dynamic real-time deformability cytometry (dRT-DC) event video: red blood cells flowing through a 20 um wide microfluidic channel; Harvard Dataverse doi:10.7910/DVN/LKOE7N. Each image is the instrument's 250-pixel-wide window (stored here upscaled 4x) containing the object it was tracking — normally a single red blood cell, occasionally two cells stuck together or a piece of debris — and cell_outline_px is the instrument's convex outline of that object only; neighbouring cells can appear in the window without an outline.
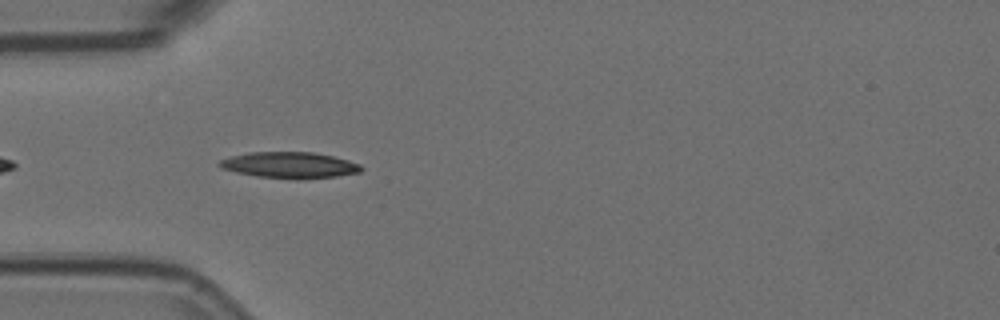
{"species": "Egyptian fruit bat (a non-hibernating species)", "species_latin": "Rousettus aegyptiacus", "temperature_condition": "room temperature", "stored_images_in_passage": 23, "camera_frame_rate_fps": 3000, "um_per_image_px": 0.085, "animal": {"sex": "female"}, "frame": {"image": 1, "passage_image": 3, "time_ms": 0.667, "image_size_px": [1000, 320], "cell_outline_px": [[364, 168], [360, 172], [336, 176], [300, 180], [256, 176], [236, 172], [220, 168], [216, 164], [220, 160], [232, 156], [248, 152], [312, 152], [332, 156], [348, 160], [360, 164]], "centroid_in_image_um": [24.61, 14.04], "position_along_channel_um": 60.4, "area_um2": 21.73}}
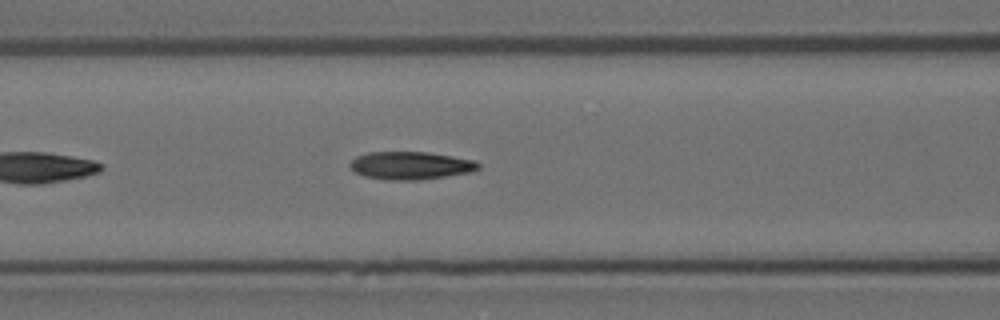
{"frame": {"image": 2, "passage_image": 9, "time_ms": 2.667, "image_size_px": [1000, 320], "cell_outline_px": [[480, 168], [472, 172], [416, 180], [388, 180], [364, 176], [352, 172], [348, 168], [348, 164], [356, 156], [368, 152], [428, 152], [472, 160], [480, 164]], "centroid_in_image_um": [34.82, 14.07], "position_along_channel_um": 131.8, "area_um2": 20.87}}
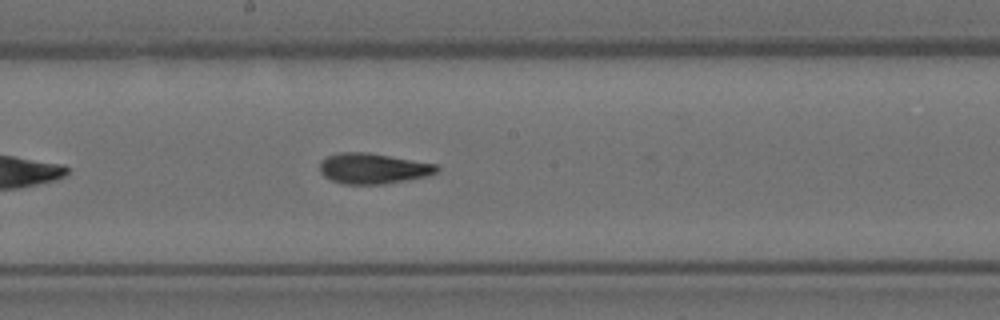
{"frame": {"image": 3, "passage_image": 16, "time_ms": 5.0, "image_size_px": [1000, 320], "cell_outline_px": [[440, 168], [436, 172], [424, 176], [384, 184], [344, 184], [332, 180], [324, 176], [320, 172], [320, 160], [328, 156], [340, 152], [368, 152], [436, 164]], "centroid_in_image_um": [31.67, 14.31], "position_along_channel_um": 216.5, "area_um2": 20.63}}